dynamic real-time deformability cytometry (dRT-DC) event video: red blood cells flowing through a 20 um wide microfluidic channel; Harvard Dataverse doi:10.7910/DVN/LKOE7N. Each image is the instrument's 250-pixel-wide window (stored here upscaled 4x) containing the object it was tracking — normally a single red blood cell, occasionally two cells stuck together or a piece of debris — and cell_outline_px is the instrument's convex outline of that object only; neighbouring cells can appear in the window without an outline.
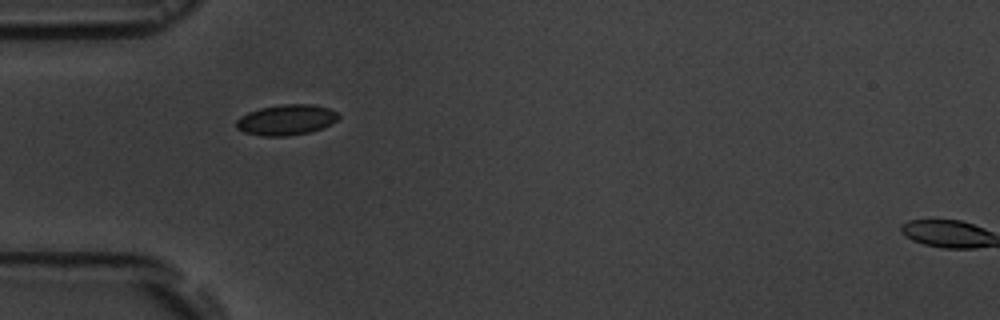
{"species": "common noctule bat (a hibernating species)", "species_latin": "Nyctalus noctula", "temperature_condition": "room temperature", "stored_images_in_passage": 2, "camera_frame_rate_fps": 3000, "um_per_image_px": 0.085, "animal": {"sex": "male", "body_mass_g": 19.5, "forearm_length_mm": 54.6}, "frame": {"image": 1, "passage_image": 1, "time_ms": 0.0, "image_size_px": [1000, 320], "cell_outline_px": [[340, 116], [332, 124], [324, 128], [308, 132], [288, 136], [264, 136], [244, 132], [236, 128], [236, 120], [240, 116], [248, 112], [260, 108], [284, 104], [312, 104], [328, 108], [336, 112]], "centroid_in_image_um": [24.33, 10.19], "position_along_channel_um": 60.7, "area_um2": 18.21}}
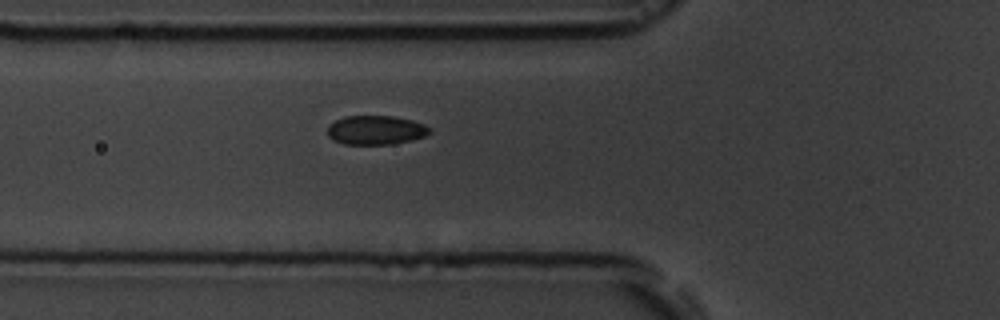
{"frame": {"image": 2, "passage_image": 2, "time_ms": 1.0, "image_size_px": [1000, 320], "cell_outline_px": [[432, 132], [424, 136], [412, 140], [392, 144], [344, 144], [332, 140], [328, 136], [328, 124], [344, 116], [392, 116], [412, 120], [424, 124], [432, 128]], "centroid_in_image_um": [31.95, 11.06], "position_along_channel_um": 93.9, "area_um2": 17.46}}